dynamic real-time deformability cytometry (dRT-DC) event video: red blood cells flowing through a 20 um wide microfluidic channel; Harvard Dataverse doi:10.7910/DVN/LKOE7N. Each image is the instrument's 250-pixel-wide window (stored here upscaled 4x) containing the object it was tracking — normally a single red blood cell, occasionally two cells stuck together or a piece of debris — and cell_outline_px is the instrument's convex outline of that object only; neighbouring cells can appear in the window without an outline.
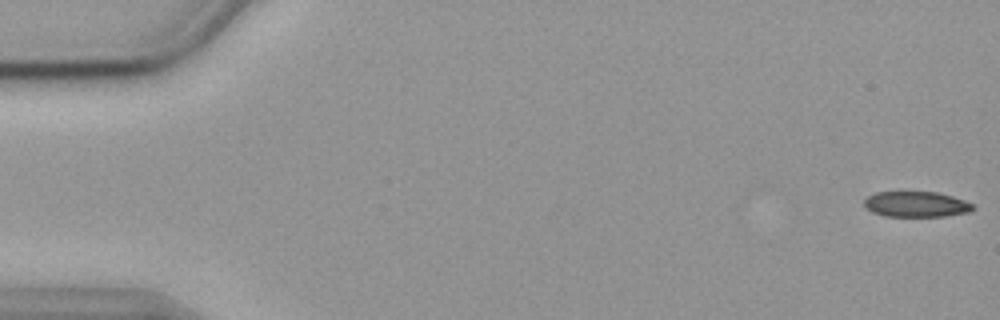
{"species": "common noctule bat (a hibernating species)", "species_latin": "Nyctalus noctula", "temperature_condition": "cold", "stored_images_in_passage": 56, "camera_frame_rate_fps": 3000, "um_per_image_px": 0.085, "animal": {"sex": "female", "body_mass_g": 19.9}, "frame": {"image": 1, "passage_image": 1, "time_ms": 0.0, "image_size_px": [1000, 320], "cell_outline_px": [[976, 208], [972, 212], [944, 216], [884, 216], [872, 212], [864, 204], [864, 200], [868, 196], [876, 192], [936, 192], [952, 196], [964, 200], [972, 204]], "centroid_in_image_um": [77.91, 17.36], "position_along_channel_um": 7.1, "area_um2": 16.18}}
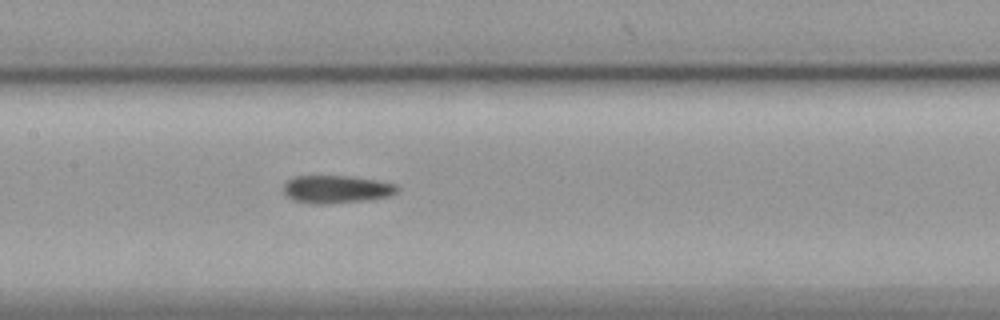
{"frame": {"image": 2, "passage_image": 27, "time_ms": 8.667, "image_size_px": [1000, 320], "cell_outline_px": [[400, 188], [396, 192], [388, 196], [364, 200], [328, 204], [312, 204], [292, 200], [284, 192], [284, 184], [292, 176], [352, 176], [376, 180], [396, 184]], "centroid_in_image_um": [28.57, 16.08], "position_along_channel_um": 178.8, "area_um2": 18.44}}
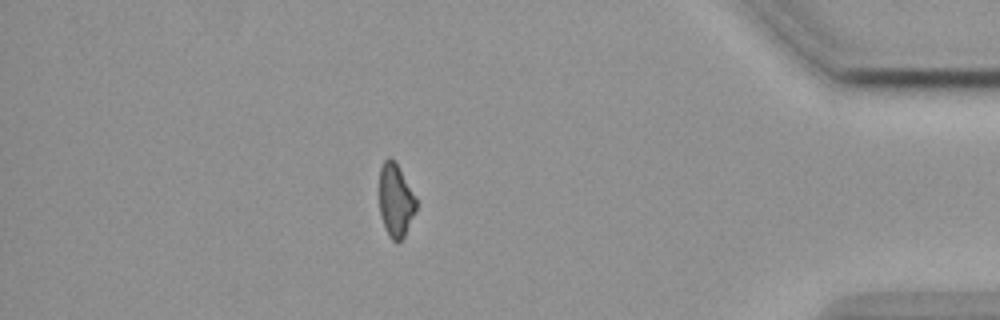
{"frame": {"image": 3, "passage_image": 49, "time_ms": 16.0, "image_size_px": [1000, 320], "cell_outline_px": [[416, 212], [404, 236], [396, 244], [388, 236], [380, 216], [380, 168], [384, 160], [388, 156], [396, 164], [416, 196]], "centroid_in_image_um": [33.63, 17.08], "position_along_channel_um": 401.6, "area_um2": 15.66}, "authors_computed_cell_mechanics": {"area_um2": 17.7446, "velocity_mm_per_s": 3.5909, "shape_relaxation_time_tau1_ms": null, "shape_relaxation_time_tau2_ms": 1.6159, "deformation_change_tau1": null, "deformation_change_tau2": 0.0816}}